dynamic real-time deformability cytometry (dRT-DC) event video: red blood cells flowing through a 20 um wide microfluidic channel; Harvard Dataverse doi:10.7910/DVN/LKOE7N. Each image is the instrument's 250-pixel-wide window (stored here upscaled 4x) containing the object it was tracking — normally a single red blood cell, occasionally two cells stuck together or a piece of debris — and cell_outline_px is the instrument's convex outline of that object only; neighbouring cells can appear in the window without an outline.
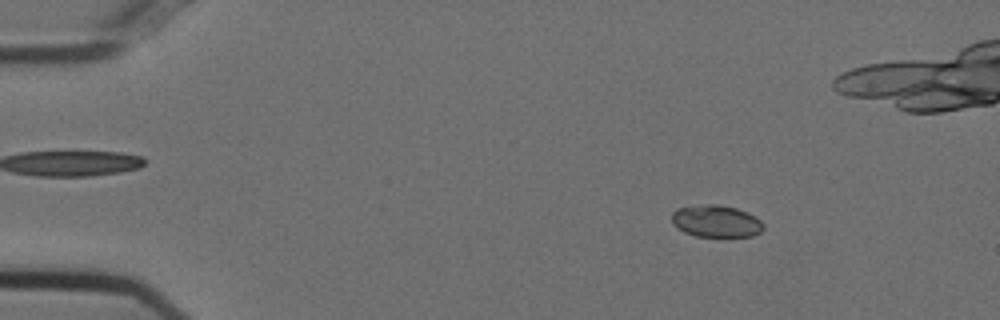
{"species": "Egyptian fruit bat (a non-hibernating species)", "species_latin": "Rousettus aegyptiacus", "temperature_condition": "cold", "stored_images_in_passage": 34, "camera_frame_rate_fps": 3000, "um_per_image_px": 0.085, "animal": {"sex": "female"}, "frame": {"image": 1, "passage_image": 8, "time_ms": 2.333, "image_size_px": [1000, 320], "cell_outline_px": [[764, 228], [760, 232], [752, 236], [728, 240], [696, 236], [684, 232], [676, 228], [672, 224], [672, 212], [676, 208], [708, 204], [716, 204], [736, 208], [748, 212], [756, 216], [764, 224]], "centroid_in_image_um": [60.9, 18.86], "position_along_channel_um": 24.1, "area_um2": 18.03}}
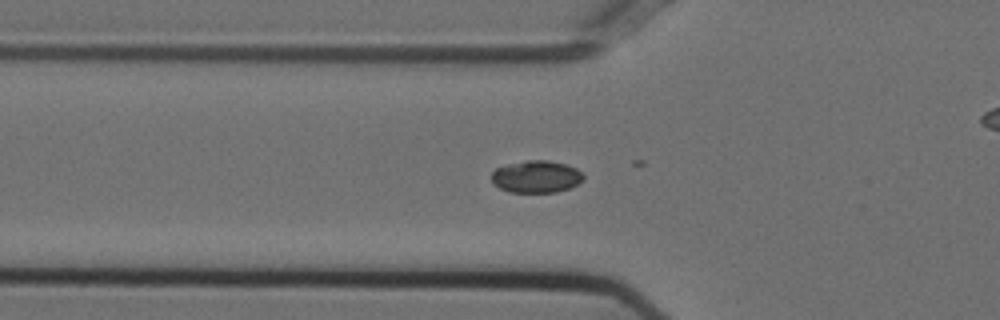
{"frame": {"image": 2, "passage_image": 19, "time_ms": 6.0, "image_size_px": [1000, 320], "cell_outline_px": [[584, 176], [576, 184], [568, 188], [556, 192], [508, 192], [492, 184], [492, 172], [496, 168], [508, 164], [528, 160], [548, 160], [568, 164], [576, 168]], "centroid_in_image_um": [45.55, 15.01], "position_along_channel_um": 80.3, "area_um2": 17.17}}
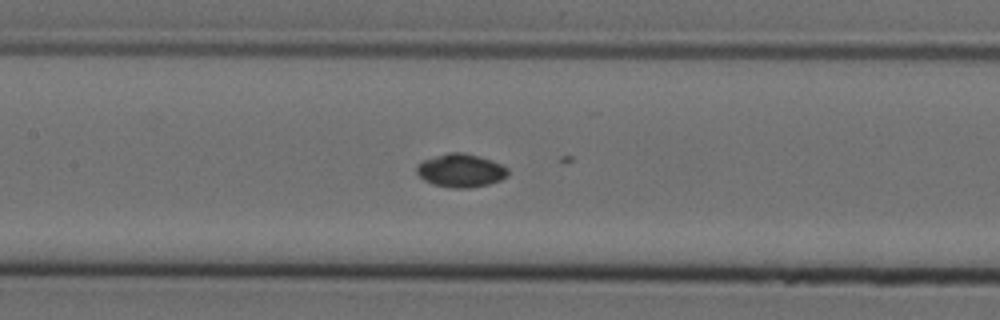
{"frame": {"image": 3, "passage_image": 26, "time_ms": 8.333, "image_size_px": [1000, 320], "cell_outline_px": [[508, 176], [500, 180], [488, 184], [468, 188], [452, 188], [432, 184], [424, 180], [416, 172], [416, 164], [424, 160], [448, 152], [460, 152], [492, 160], [508, 168]], "centroid_in_image_um": [39.15, 14.5], "position_along_channel_um": 168.3, "area_um2": 17.63}}